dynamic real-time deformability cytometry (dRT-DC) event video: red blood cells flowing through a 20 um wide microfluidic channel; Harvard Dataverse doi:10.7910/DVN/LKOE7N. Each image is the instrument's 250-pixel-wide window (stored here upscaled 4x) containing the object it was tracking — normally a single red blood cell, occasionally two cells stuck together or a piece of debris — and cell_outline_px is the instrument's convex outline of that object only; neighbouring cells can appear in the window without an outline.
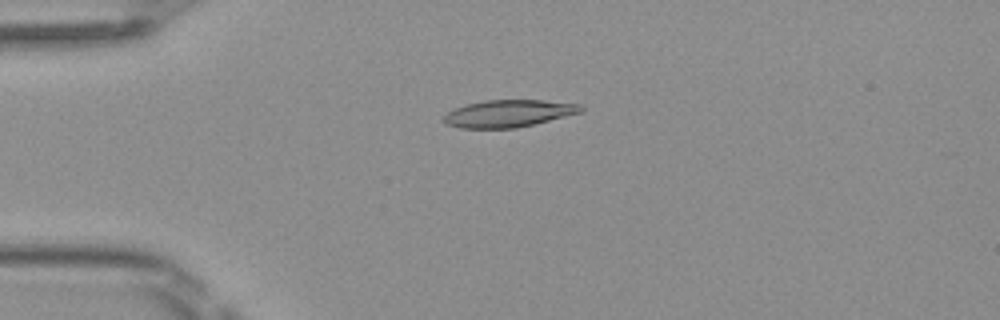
{"species": "Egyptian fruit bat (a non-hibernating species)", "species_latin": "Rousettus aegyptiacus", "temperature_condition": "room temperature", "stored_images_in_passage": 42, "camera_frame_rate_fps": 3000, "um_per_image_px": 0.085, "frame": {"image": 1, "passage_image": 5, "time_ms": 1.333, "image_size_px": [1000, 320], "cell_outline_px": [[584, 112], [536, 124], [516, 128], [460, 128], [448, 124], [444, 120], [444, 116], [448, 112], [456, 108], [468, 104], [484, 100], [544, 100], [580, 104], [584, 108]], "centroid_in_image_um": [43.31, 9.64], "position_along_channel_um": 41.7, "area_um2": 21.79}}
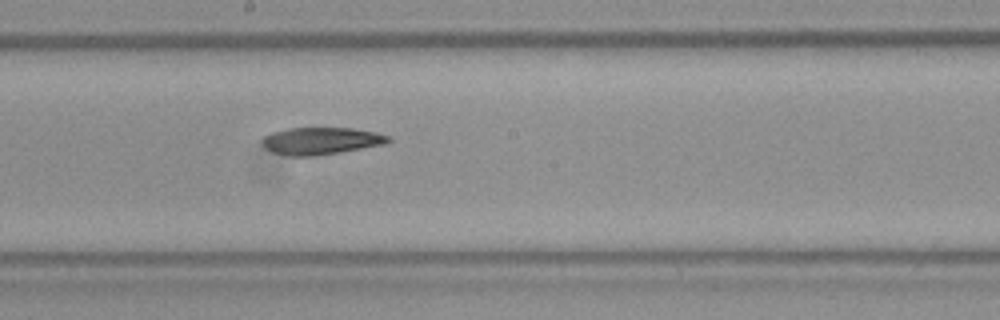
{"frame": {"image": 2, "passage_image": 20, "time_ms": 6.333, "image_size_px": [1000, 320], "cell_outline_px": [[392, 140], [388, 144], [316, 156], [288, 156], [272, 152], [264, 148], [260, 140], [264, 136], [272, 132], [288, 128], [352, 128], [376, 132], [388, 136]], "centroid_in_image_um": [27.28, 11.98], "position_along_channel_um": 220.9, "area_um2": 20.23}}
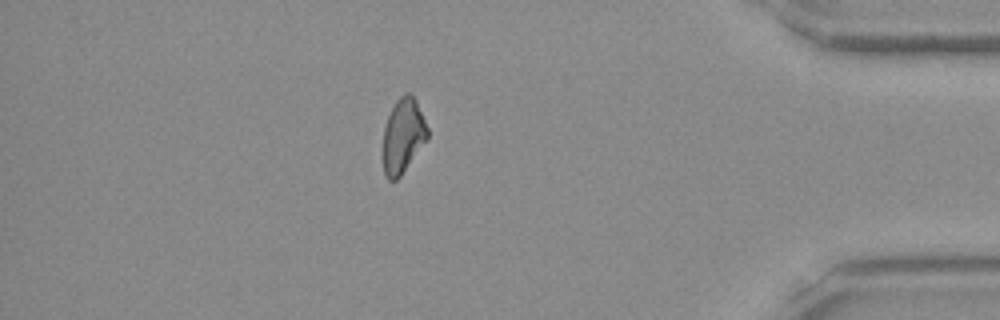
{"frame": {"image": 3, "passage_image": 36, "time_ms": 11.667, "image_size_px": [1000, 320], "cell_outline_px": [[428, 140], [400, 176], [396, 180], [388, 180], [384, 172], [384, 128], [388, 116], [396, 100], [404, 92], [412, 92], [416, 100], [428, 128]], "centroid_in_image_um": [34.29, 11.51], "position_along_channel_um": 400.9, "area_um2": 19.31}, "authors_computed_cell_mechanics": {"area_um2": 20.6057, "velocity_mm_per_s": 4.0933, "shape_relaxation_time_tau1_ms": 9.7938, "shape_relaxation_time_tau2_ms": null, "deformation_change_tau1": 0.2163, "deformation_change_tau2": null}}